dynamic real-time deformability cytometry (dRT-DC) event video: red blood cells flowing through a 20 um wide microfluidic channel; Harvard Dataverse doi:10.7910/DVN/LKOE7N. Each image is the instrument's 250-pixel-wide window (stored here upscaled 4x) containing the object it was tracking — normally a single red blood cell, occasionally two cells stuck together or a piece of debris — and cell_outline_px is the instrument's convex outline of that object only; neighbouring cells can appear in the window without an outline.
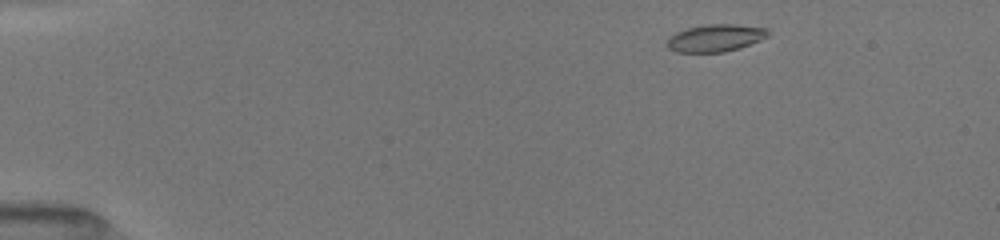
{"species": "common noctule bat (a hibernating species)", "species_latin": "Nyctalus noctula", "temperature_condition": "room temperature", "stored_images_in_passage": 46, "camera_frame_rate_fps": 3000, "um_per_image_px": 0.085, "animal": {"sex": "female", "body_mass_g": 19.5, "forearm_length_mm": 54.1}, "frame": {"image": 1, "passage_image": 2, "time_ms": 0.333, "image_size_px": [1000, 240], "cell_outline_px": [[768, 36], [760, 40], [740, 48], [724, 52], [676, 52], [668, 48], [664, 44], [668, 36], [676, 32], [688, 28], [704, 24], [736, 24], [768, 28]], "centroid_in_image_um": [60.77, 3.23], "position_along_channel_um": 24.2, "area_um2": 16.3}}
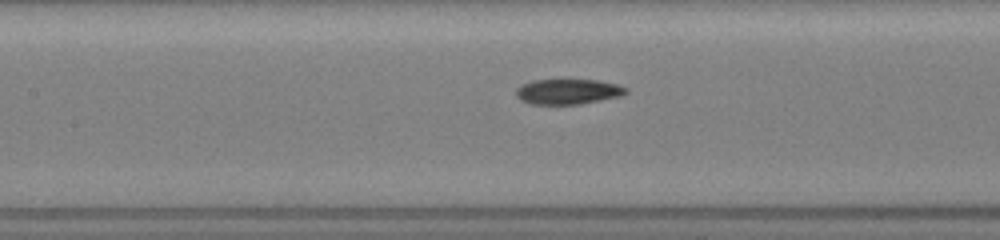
{"frame": {"image": 2, "passage_image": 19, "time_ms": 6.0, "image_size_px": [1000, 240], "cell_outline_px": [[628, 92], [620, 96], [580, 104], [532, 104], [520, 100], [516, 96], [516, 88], [520, 84], [532, 80], [600, 80], [616, 84], [628, 88]], "centroid_in_image_um": [48.25, 7.78], "position_along_channel_um": 159.1, "area_um2": 16.24}}
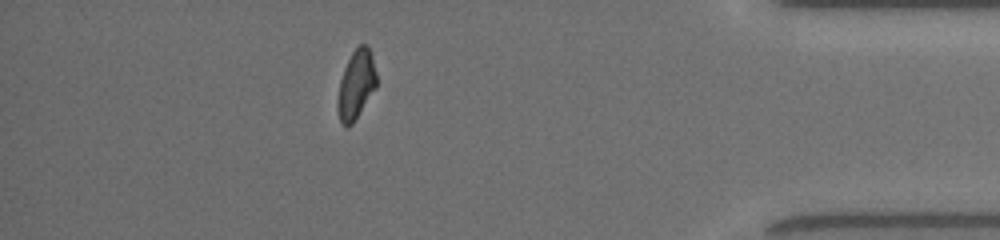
{"frame": {"image": 3, "passage_image": 40, "time_ms": 13.0, "image_size_px": [1000, 240], "cell_outline_px": [[376, 88], [352, 124], [344, 128], [340, 124], [336, 108], [336, 104], [340, 80], [344, 68], [352, 52], [360, 44], [368, 44], [372, 56], [376, 72]], "centroid_in_image_um": [30.25, 7.22], "position_along_channel_um": 405.0, "area_um2": 15.78}, "authors_computed_cell_mechanics": {"area_um2": 16.2418, "velocity_mm_per_s": 4.0441, "shape_relaxation_time_tau1_ms": 5.615, "shape_relaxation_time_tau2_ms": 2.2272, "deformation_change_tau1": 0.1619, "deformation_change_tau2": 0.0793}}